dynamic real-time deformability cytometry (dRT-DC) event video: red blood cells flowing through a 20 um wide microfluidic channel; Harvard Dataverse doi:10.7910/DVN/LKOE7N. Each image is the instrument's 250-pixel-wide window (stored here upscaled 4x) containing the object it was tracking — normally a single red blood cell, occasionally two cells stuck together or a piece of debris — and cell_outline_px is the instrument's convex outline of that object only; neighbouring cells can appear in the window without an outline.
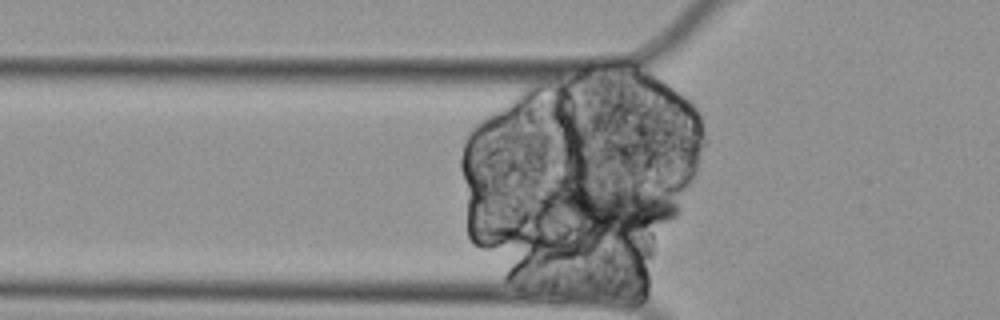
{"species": "Egyptian fruit bat (a non-hibernating species)", "species_latin": "Rousettus aegyptiacus", "temperature_condition": "cold", "stored_images_in_passage": 40, "segment_of_instrument_passage": [1, 2], "camera_frame_rate_fps": 3000, "um_per_image_px": 0.085, "animal": {"sex": "female"}, "frame": {"image": 1, "passage_image": 11, "time_ms": 3.333, "image_size_px": [1000, 320], "cell_outline_px": [[680, 212], [672, 220], [632, 228], [600, 232], [576, 232], [544, 208], [540, 204], [540, 200], [544, 192], [556, 176], [620, 188], [656, 196], [668, 200], [676, 204], [680, 208]], "centroid_in_image_um": [51.33, 17.55], "position_along_channel_um": 74.5, "area_um2": 36.93}}